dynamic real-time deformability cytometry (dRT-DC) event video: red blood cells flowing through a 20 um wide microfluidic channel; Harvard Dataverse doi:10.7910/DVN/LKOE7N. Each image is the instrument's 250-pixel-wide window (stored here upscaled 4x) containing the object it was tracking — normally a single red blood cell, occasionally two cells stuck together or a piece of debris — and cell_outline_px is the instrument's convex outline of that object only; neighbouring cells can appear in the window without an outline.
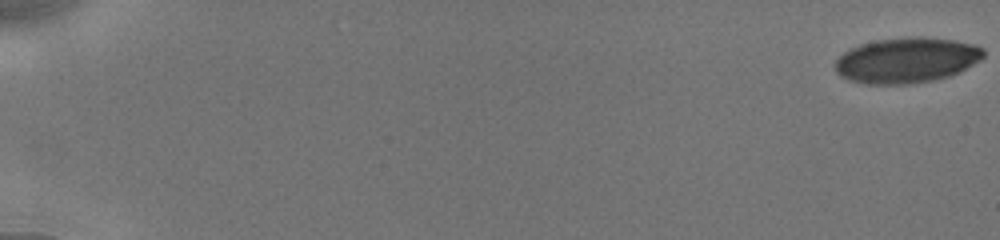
{"species": "human", "species_latin": "Homo sapiens", "temperature_condition": "cold", "stored_images_in_passage": 6, "camera_frame_rate_fps": 3000, "um_per_image_px": 0.085, "donor": {"sex": "male"}, "frame": {"image": 1, "passage_image": 1, "time_ms": 0.0, "image_size_px": [1000, 240], "cell_outline_px": [[984, 56], [980, 60], [960, 72], [948, 76], [932, 80], [912, 84], [864, 84], [848, 80], [840, 76], [836, 72], [832, 64], [844, 52], [860, 44], [876, 40], [916, 36], [920, 36], [952, 40], [976, 44], [984, 48]], "centroid_in_image_um": [77.05, 5.12], "position_along_channel_um": 8.0, "area_um2": 39.54}}